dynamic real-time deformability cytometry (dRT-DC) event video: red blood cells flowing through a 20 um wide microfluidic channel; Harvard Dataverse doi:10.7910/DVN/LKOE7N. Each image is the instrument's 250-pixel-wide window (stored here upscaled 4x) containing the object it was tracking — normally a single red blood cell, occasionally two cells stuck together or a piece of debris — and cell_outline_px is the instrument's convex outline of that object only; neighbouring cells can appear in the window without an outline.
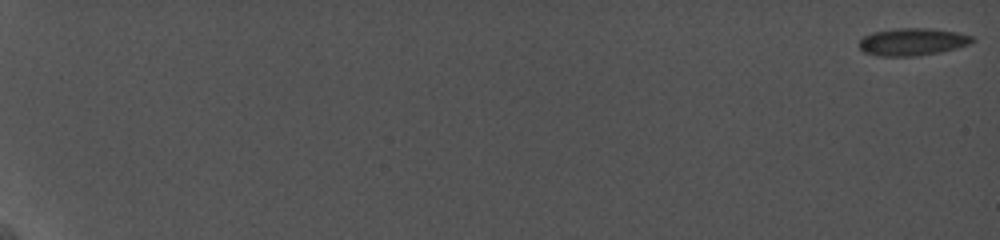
{"species": "common noctule bat (a hibernating species)", "species_latin": "Nyctalus noctula", "temperature_condition": "cold", "stored_images_in_passage": 81, "camera_frame_rate_fps": 5000, "um_per_image_px": 0.085, "animal": {"sex": "female", "body_mass_g": 19.0, "forearm_length_mm": 56.7}, "frame": {"image": 1, "passage_image": 1, "time_ms": 0.0, "image_size_px": [1000, 240], "cell_outline_px": [[976, 40], [968, 44], [956, 48], [940, 52], [916, 56], [880, 56], [864, 52], [860, 48], [860, 40], [864, 36], [872, 32], [896, 28], [928, 28], [956, 32], [976, 36]], "centroid_in_image_um": [77.58, 3.55], "position_along_channel_um": 7.4, "area_um2": 18.09}}
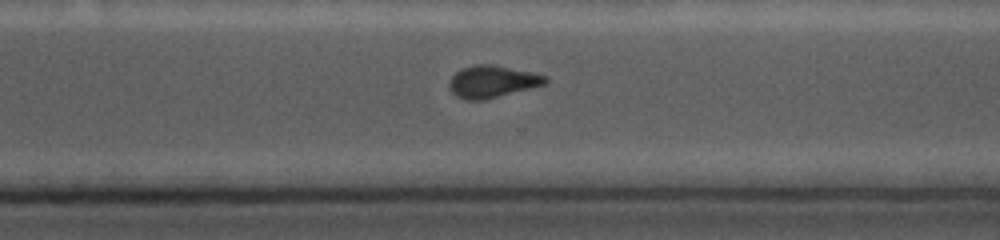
{"frame": {"image": 2, "passage_image": 72, "time_ms": 15.4, "image_size_px": [1000, 240], "cell_outline_px": [[548, 84], [484, 100], [464, 100], [456, 96], [452, 92], [448, 84], [448, 80], [460, 68], [476, 64], [492, 64], [532, 72], [548, 76]], "centroid_in_image_um": [41.85, 6.93], "position_along_channel_um": 328.8, "area_um2": 18.26}}
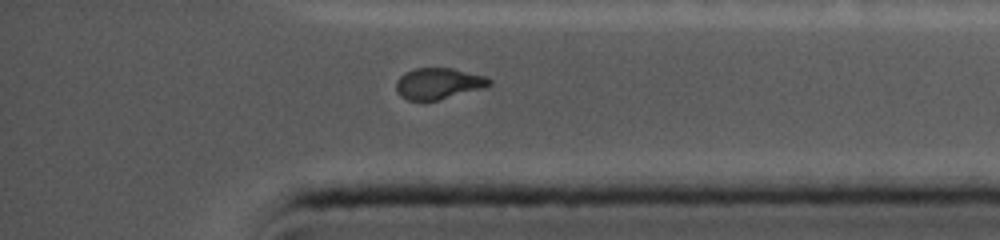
{"frame": {"image": 3, "passage_image": 81, "time_ms": 17.2, "image_size_px": [1000, 240], "cell_outline_px": [[492, 84], [484, 88], [436, 100], [408, 100], [400, 96], [396, 88], [396, 80], [404, 72], [416, 68], [452, 68], [484, 76], [492, 80]], "centroid_in_image_um": [37.25, 7.09], "position_along_channel_um": 397.9, "area_um2": 16.82}}